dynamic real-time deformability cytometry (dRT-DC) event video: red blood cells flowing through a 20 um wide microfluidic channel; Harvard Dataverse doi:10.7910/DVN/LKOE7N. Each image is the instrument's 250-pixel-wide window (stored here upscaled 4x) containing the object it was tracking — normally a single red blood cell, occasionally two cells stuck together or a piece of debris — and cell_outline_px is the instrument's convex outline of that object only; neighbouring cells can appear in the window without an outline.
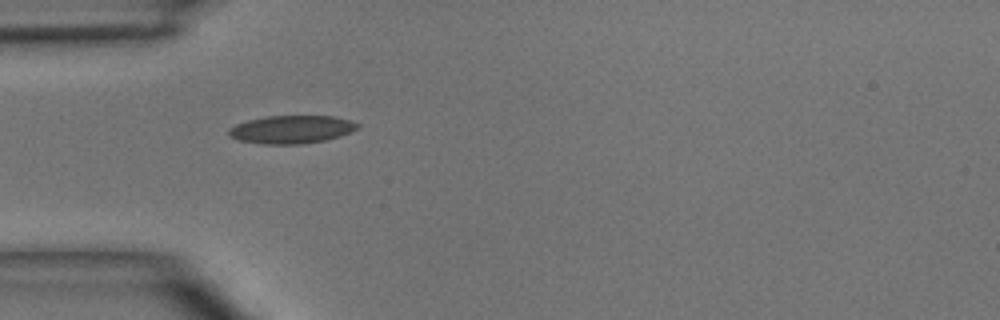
{"species": "common noctule bat (a hibernating species)", "species_latin": "Nyctalus noctula", "temperature_condition": "room temperature", "stored_images_in_passage": 3, "camera_frame_rate_fps": 3000, "um_per_image_px": 0.085, "animal": {"sex": "male", "body_mass_g": 15.6}, "frame": {"image": 1, "passage_image": 1, "time_ms": 0.0, "image_size_px": [1000, 320], "cell_outline_px": [[360, 128], [340, 136], [324, 140], [300, 144], [260, 144], [240, 140], [228, 136], [228, 128], [236, 124], [248, 120], [268, 116], [332, 116], [348, 120], [360, 124]], "centroid_in_image_um": [24.76, 11.0], "position_along_channel_um": 60.2, "area_um2": 20.98}}
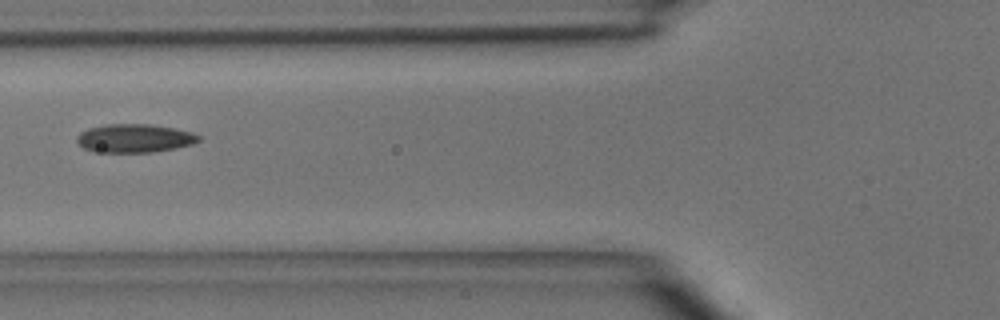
{"frame": {"image": 2, "passage_image": 2, "time_ms": 1.333, "image_size_px": [1000, 320], "cell_outline_px": [[200, 140], [192, 144], [152, 152], [96, 152], [84, 148], [76, 140], [76, 136], [80, 132], [88, 128], [104, 124], [148, 124], [172, 128], [192, 132], [200, 136]], "centroid_in_image_um": [11.39, 11.74], "position_along_channel_um": 114.4, "area_um2": 20.06}}